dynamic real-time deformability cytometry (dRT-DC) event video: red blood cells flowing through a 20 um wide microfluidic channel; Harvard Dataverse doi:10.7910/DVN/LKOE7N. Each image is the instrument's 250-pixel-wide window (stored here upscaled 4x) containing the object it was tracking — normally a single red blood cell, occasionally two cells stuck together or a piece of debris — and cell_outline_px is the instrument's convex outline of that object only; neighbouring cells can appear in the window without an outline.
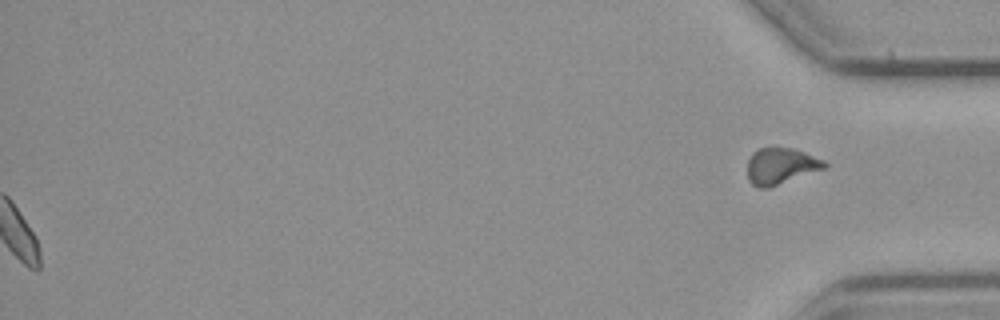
{"species": "common noctule bat (a hibernating species)", "species_latin": "Nyctalus noctula", "temperature_condition": "cold", "stored_images_in_passage": 57, "segment_of_instrument_passage": [2, 2], "camera_frame_rate_fps": 3000, "um_per_image_px": 0.085, "animal": {"sex": "male", "body_mass_g": 23.1, "forearm_length_mm": 52.7}, "frame": {"image": 1, "passage_image": 57, "time_ms": 18.667, "image_size_px": [1000, 320], "cell_outline_px": [[828, 164], [824, 168], [768, 188], [760, 188], [752, 184], [748, 180], [748, 160], [752, 152], [760, 148], [792, 148], [804, 152], [824, 160]], "centroid_in_image_um": [66.34, 14.11], "position_along_channel_um": 368.9, "area_um2": 16.07}}